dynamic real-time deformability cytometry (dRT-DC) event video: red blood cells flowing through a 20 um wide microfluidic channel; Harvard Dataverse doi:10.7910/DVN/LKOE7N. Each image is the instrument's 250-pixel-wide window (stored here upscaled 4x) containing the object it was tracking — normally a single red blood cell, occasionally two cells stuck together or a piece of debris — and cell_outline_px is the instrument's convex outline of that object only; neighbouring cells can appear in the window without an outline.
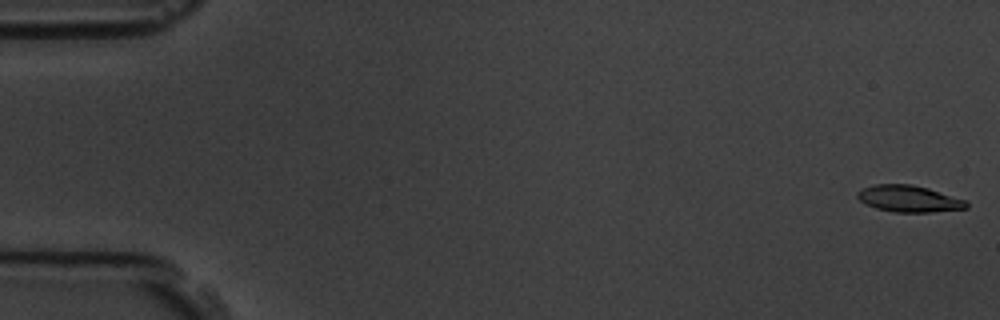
{"species": "common noctule bat (a hibernating species)", "species_latin": "Nyctalus noctula", "temperature_condition": "room temperature", "stored_images_in_passage": 57, "camera_frame_rate_fps": 3000, "um_per_image_px": 0.085, "animal": {"sex": "male", "body_mass_g": 19.5, "forearm_length_mm": 54.6}, "frame": {"image": 1, "passage_image": 1, "time_ms": 0.0, "image_size_px": [1000, 320], "cell_outline_px": [[968, 208], [932, 212], [892, 212], [876, 208], [860, 200], [856, 196], [856, 192], [860, 188], [876, 184], [912, 184], [928, 188], [964, 200], [968, 204]], "centroid_in_image_um": [77.22, 16.89], "position_along_channel_um": 7.8, "area_um2": 16.82}}
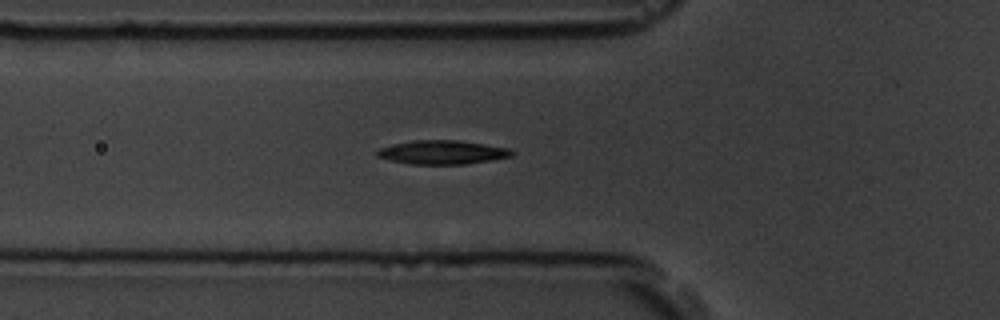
{"frame": {"image": 2, "passage_image": 20, "time_ms": 6.333, "image_size_px": [1000, 320], "cell_outline_px": [[516, 152], [512, 156], [492, 160], [464, 164], [412, 164], [392, 160], [376, 156], [376, 152], [380, 148], [412, 140], [460, 140], [508, 148]], "centroid_in_image_um": [37.64, 12.94], "position_along_channel_um": 88.2, "area_um2": 18.55}}
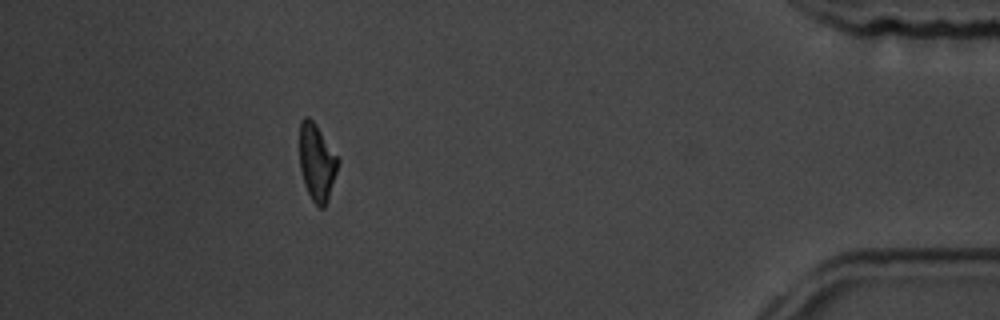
{"frame": {"image": 3, "passage_image": 51, "time_ms": 16.667, "image_size_px": [1000, 320], "cell_outline_px": [[340, 160], [324, 208], [320, 208], [312, 200], [304, 184], [300, 168], [300, 120], [304, 116], [308, 116], [316, 124]], "centroid_in_image_um": [26.91, 13.75], "position_along_channel_um": 408.3, "area_um2": 16.94}, "authors_computed_cell_mechanics": {"area_um2": 17.7446, "velocity_mm_per_s": 3.6171, "shape_relaxation_time_tau1_ms": 3.896, "shape_relaxation_time_tau2_ms": 5.7477, "deformation_change_tau1": 0.1319, "deformation_change_tau2": 0.149}}